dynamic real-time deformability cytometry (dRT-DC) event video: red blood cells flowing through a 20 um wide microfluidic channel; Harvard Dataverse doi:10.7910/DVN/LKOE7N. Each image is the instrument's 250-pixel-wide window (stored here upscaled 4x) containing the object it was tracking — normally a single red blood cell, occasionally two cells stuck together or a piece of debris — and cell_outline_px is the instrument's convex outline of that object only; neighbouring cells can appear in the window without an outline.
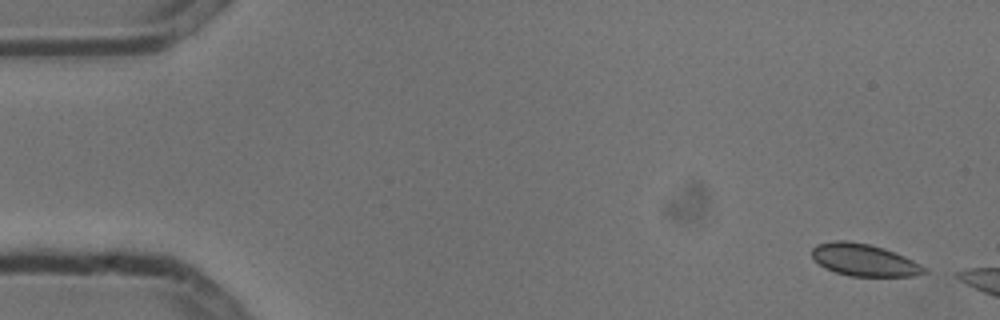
{"species": "common noctule bat (a hibernating species)", "species_latin": "Nyctalus noctula", "temperature_condition": "cold", "stored_images_in_passage": 3, "camera_frame_rate_fps": 3000, "um_per_image_px": 0.085, "animal": {"sex": "male", "body_mass_g": 13.3}, "frame": {"image": 1, "passage_image": 1, "time_ms": 0.0, "image_size_px": [1000, 320], "cell_outline_px": [[928, 272], [916, 276], [848, 276], [824, 268], [812, 256], [812, 248], [816, 244], [832, 240], [848, 240], [872, 244], [884, 248], [904, 256], [928, 268]], "centroid_in_image_um": [73.46, 22.09], "position_along_channel_um": 11.5, "area_um2": 21.27}}